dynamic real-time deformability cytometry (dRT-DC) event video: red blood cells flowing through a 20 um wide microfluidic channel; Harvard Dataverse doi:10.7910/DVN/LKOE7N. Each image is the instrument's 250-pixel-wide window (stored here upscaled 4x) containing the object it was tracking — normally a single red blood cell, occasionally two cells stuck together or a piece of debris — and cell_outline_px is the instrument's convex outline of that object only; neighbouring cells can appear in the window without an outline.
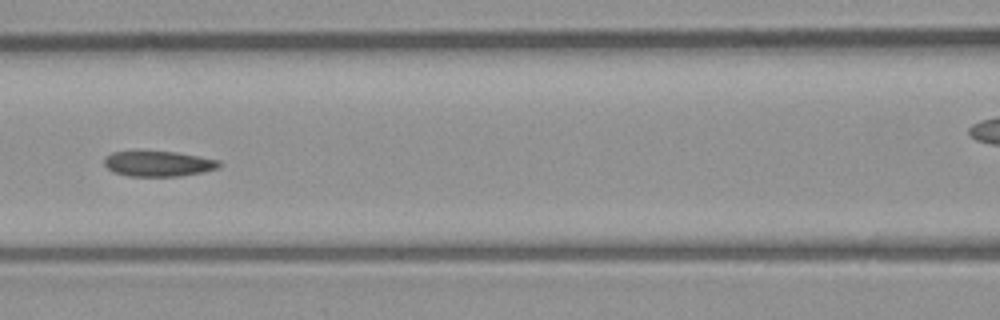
{"species": "common noctule bat (a hibernating species)", "species_latin": "Nyctalus noctula", "temperature_condition": "room temperature", "stored_images_in_passage": 7, "segment_of_instrument_passage": [1, 2], "camera_frame_rate_fps": 3000, "um_per_image_px": 0.085, "animal": {"sex": "male", "body_mass_g": 23.1, "forearm_length_mm": 52.7}, "frame": {"image": 1, "passage_image": 6, "time_ms": 6.333, "image_size_px": [1000, 320], "cell_outline_px": [[220, 164], [216, 168], [204, 172], [180, 176], [128, 176], [112, 172], [104, 164], [104, 156], [112, 152], [176, 152], [200, 156], [220, 160]], "centroid_in_image_um": [13.45, 13.92], "position_along_channel_um": 153.2, "area_um2": 16.94}}